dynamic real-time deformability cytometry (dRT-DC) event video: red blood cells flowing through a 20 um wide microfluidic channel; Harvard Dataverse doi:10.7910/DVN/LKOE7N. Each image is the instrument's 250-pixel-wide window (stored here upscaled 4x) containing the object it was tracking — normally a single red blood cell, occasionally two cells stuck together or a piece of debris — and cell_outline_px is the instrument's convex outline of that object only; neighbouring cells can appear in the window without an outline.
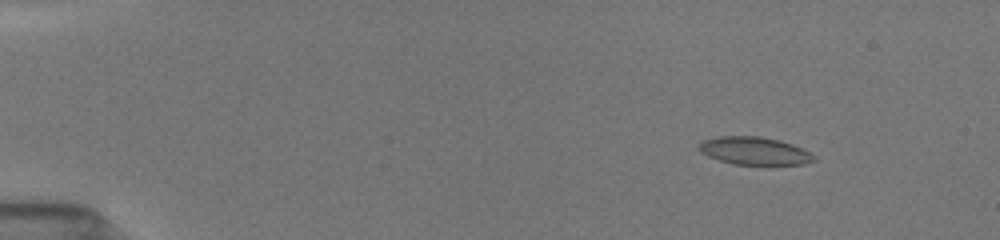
{"species": "common noctule bat (a hibernating species)", "species_latin": "Nyctalus noctula", "temperature_condition": "room temperature", "stored_images_in_passage": 52, "camera_frame_rate_fps": 3000, "um_per_image_px": 0.085, "animal": {"sex": "female", "body_mass_g": 19.5, "forearm_length_mm": 54.1}, "frame": {"image": 1, "passage_image": 6, "time_ms": 1.667, "image_size_px": [1000, 240], "cell_outline_px": [[816, 160], [804, 164], [772, 168], [764, 168], [732, 164], [708, 156], [700, 152], [700, 144], [704, 140], [720, 136], [760, 136], [780, 140], [792, 144], [816, 156]], "centroid_in_image_um": [64.21, 12.89], "position_along_channel_um": 20.8, "area_um2": 19.54}}
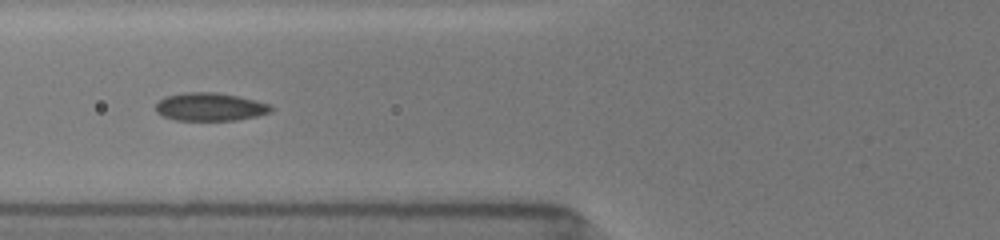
{"frame": {"image": 2, "passage_image": 21, "time_ms": 6.667, "image_size_px": [1000, 240], "cell_outline_px": [[272, 112], [256, 116], [236, 120], [176, 120], [164, 116], [156, 112], [156, 104], [164, 96], [184, 92], [216, 92], [256, 100], [268, 104], [272, 108]], "centroid_in_image_um": [17.83, 9.08], "position_along_channel_um": 108.0, "area_um2": 18.79}}
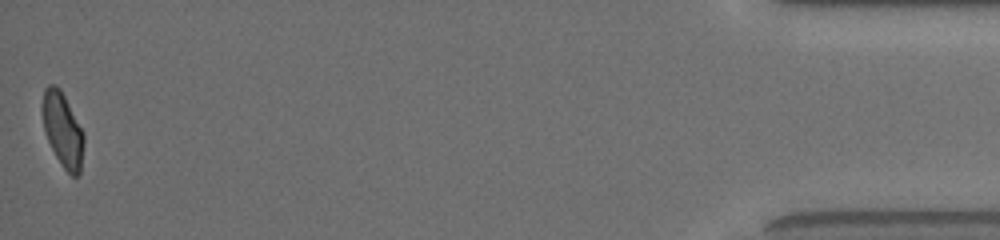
{"frame": {"image": 3, "passage_image": 52, "time_ms": 17.0, "image_size_px": [1000, 240], "cell_outline_px": [[84, 144], [80, 172], [76, 176], [72, 176], [64, 168], [56, 156], [44, 132], [40, 108], [40, 104], [44, 88], [48, 84], [56, 84], [60, 88], [84, 132]], "centroid_in_image_um": [5.29, 10.97], "position_along_channel_um": 429.9, "area_um2": 18.26}, "authors_computed_cell_mechanics": {"area_um2": 18.8428, "velocity_mm_per_s": 3.9316, "shape_relaxation_time_tau1_ms": 7.0254, "shape_relaxation_time_tau2_ms": 1.0498, "deformation_change_tau1": 0.1478, "deformation_change_tau2": 0.066}}